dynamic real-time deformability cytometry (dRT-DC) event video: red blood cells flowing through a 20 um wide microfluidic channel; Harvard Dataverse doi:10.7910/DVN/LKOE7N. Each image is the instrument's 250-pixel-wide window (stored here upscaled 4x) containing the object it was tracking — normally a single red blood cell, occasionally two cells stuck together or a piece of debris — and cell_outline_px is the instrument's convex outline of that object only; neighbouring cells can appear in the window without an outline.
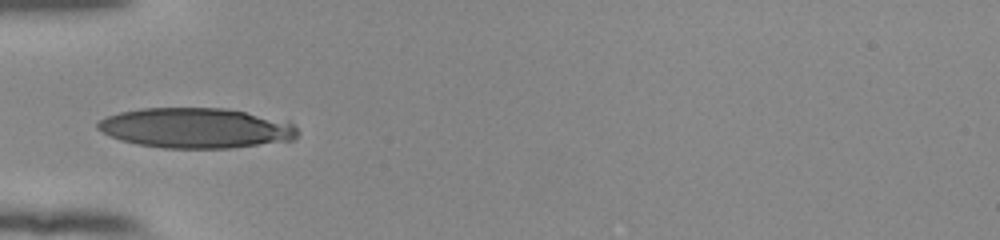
{"species": "human", "species_latin": "Homo sapiens", "temperature_condition": "room temperature", "stored_images_in_passage": 28, "camera_frame_rate_fps": 3000, "um_per_image_px": 0.085, "donor": {"sex": "female"}, "frame": {"image": 1, "passage_image": 1, "time_ms": 0.0, "image_size_px": [1000, 240], "cell_outline_px": [[300, 132], [292, 140], [232, 148], [164, 148], [136, 144], [120, 140], [96, 128], [96, 124], [100, 120], [108, 116], [120, 112], [140, 108], [224, 108], [288, 120]], "centroid_in_image_um": [16.68, 10.88], "position_along_channel_um": 68.3, "area_um2": 46.88}}